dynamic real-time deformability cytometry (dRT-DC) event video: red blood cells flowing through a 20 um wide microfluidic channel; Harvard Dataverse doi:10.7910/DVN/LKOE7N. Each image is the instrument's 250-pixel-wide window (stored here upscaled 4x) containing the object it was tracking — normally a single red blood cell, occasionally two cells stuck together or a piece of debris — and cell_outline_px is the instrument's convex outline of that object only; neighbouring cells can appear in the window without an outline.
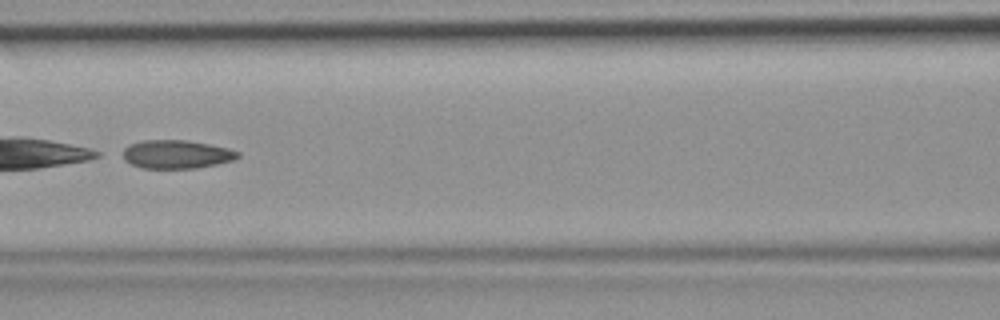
{"species": "common noctule bat (a hibernating species)", "species_latin": "Nyctalus noctula", "temperature_condition": "room temperature", "stored_images_in_passage": 4, "camera_frame_rate_fps": 3000, "um_per_image_px": 0.085, "animal": {"sex": "female", "body_mass_g": 19.9}, "frame": {"image": 1, "passage_image": 4, "time_ms": 1.0, "image_size_px": [1000, 320], "cell_outline_px": [[240, 156], [232, 160], [216, 164], [196, 168], [144, 168], [132, 164], [124, 160], [124, 148], [128, 144], [144, 140], [188, 140], [228, 148], [240, 152]], "centroid_in_image_um": [15.0, 13.1], "position_along_channel_um": 151.6, "area_um2": 18.96}}